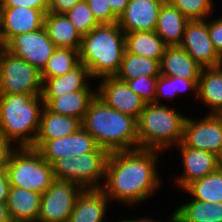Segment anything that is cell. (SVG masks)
<instances>
[{
	"label": "cell",
	"mask_w": 222,
	"mask_h": 222,
	"mask_svg": "<svg viewBox=\"0 0 222 222\" xmlns=\"http://www.w3.org/2000/svg\"><path fill=\"white\" fill-rule=\"evenodd\" d=\"M159 153L162 152L140 148L110 152L101 188L110 202L133 207L157 194L163 181L157 170Z\"/></svg>",
	"instance_id": "obj_1"
},
{
	"label": "cell",
	"mask_w": 222,
	"mask_h": 222,
	"mask_svg": "<svg viewBox=\"0 0 222 222\" xmlns=\"http://www.w3.org/2000/svg\"><path fill=\"white\" fill-rule=\"evenodd\" d=\"M82 128L109 152L139 149L137 119L108 107L97 95L85 113Z\"/></svg>",
	"instance_id": "obj_2"
},
{
	"label": "cell",
	"mask_w": 222,
	"mask_h": 222,
	"mask_svg": "<svg viewBox=\"0 0 222 222\" xmlns=\"http://www.w3.org/2000/svg\"><path fill=\"white\" fill-rule=\"evenodd\" d=\"M125 51V33L118 23H102L82 36L80 63L88 68L92 80L115 76Z\"/></svg>",
	"instance_id": "obj_3"
},
{
	"label": "cell",
	"mask_w": 222,
	"mask_h": 222,
	"mask_svg": "<svg viewBox=\"0 0 222 222\" xmlns=\"http://www.w3.org/2000/svg\"><path fill=\"white\" fill-rule=\"evenodd\" d=\"M43 107L42 95L0 94V130L17 148L32 147Z\"/></svg>",
	"instance_id": "obj_4"
},
{
	"label": "cell",
	"mask_w": 222,
	"mask_h": 222,
	"mask_svg": "<svg viewBox=\"0 0 222 222\" xmlns=\"http://www.w3.org/2000/svg\"><path fill=\"white\" fill-rule=\"evenodd\" d=\"M166 104H145L137 120L140 149L163 151L177 146L183 139L186 115Z\"/></svg>",
	"instance_id": "obj_5"
},
{
	"label": "cell",
	"mask_w": 222,
	"mask_h": 222,
	"mask_svg": "<svg viewBox=\"0 0 222 222\" xmlns=\"http://www.w3.org/2000/svg\"><path fill=\"white\" fill-rule=\"evenodd\" d=\"M4 169L10 186L43 194L55 180L52 165L31 147L16 148Z\"/></svg>",
	"instance_id": "obj_6"
},
{
	"label": "cell",
	"mask_w": 222,
	"mask_h": 222,
	"mask_svg": "<svg viewBox=\"0 0 222 222\" xmlns=\"http://www.w3.org/2000/svg\"><path fill=\"white\" fill-rule=\"evenodd\" d=\"M110 152L98 147L95 151L57 159L53 164L55 179L75 182L83 189L102 188Z\"/></svg>",
	"instance_id": "obj_7"
},
{
	"label": "cell",
	"mask_w": 222,
	"mask_h": 222,
	"mask_svg": "<svg viewBox=\"0 0 222 222\" xmlns=\"http://www.w3.org/2000/svg\"><path fill=\"white\" fill-rule=\"evenodd\" d=\"M41 71L6 49L0 51V94L42 95Z\"/></svg>",
	"instance_id": "obj_8"
},
{
	"label": "cell",
	"mask_w": 222,
	"mask_h": 222,
	"mask_svg": "<svg viewBox=\"0 0 222 222\" xmlns=\"http://www.w3.org/2000/svg\"><path fill=\"white\" fill-rule=\"evenodd\" d=\"M82 189L75 182L55 179L41 195L37 222H68Z\"/></svg>",
	"instance_id": "obj_9"
},
{
	"label": "cell",
	"mask_w": 222,
	"mask_h": 222,
	"mask_svg": "<svg viewBox=\"0 0 222 222\" xmlns=\"http://www.w3.org/2000/svg\"><path fill=\"white\" fill-rule=\"evenodd\" d=\"M205 115L200 119L186 117L182 142L190 148L219 156L222 151V121L216 114Z\"/></svg>",
	"instance_id": "obj_10"
},
{
	"label": "cell",
	"mask_w": 222,
	"mask_h": 222,
	"mask_svg": "<svg viewBox=\"0 0 222 222\" xmlns=\"http://www.w3.org/2000/svg\"><path fill=\"white\" fill-rule=\"evenodd\" d=\"M3 48L42 71L57 47L43 26L39 30L13 36Z\"/></svg>",
	"instance_id": "obj_11"
},
{
	"label": "cell",
	"mask_w": 222,
	"mask_h": 222,
	"mask_svg": "<svg viewBox=\"0 0 222 222\" xmlns=\"http://www.w3.org/2000/svg\"><path fill=\"white\" fill-rule=\"evenodd\" d=\"M208 19L189 20L179 45L202 68L219 67L222 57L215 50L208 33Z\"/></svg>",
	"instance_id": "obj_12"
},
{
	"label": "cell",
	"mask_w": 222,
	"mask_h": 222,
	"mask_svg": "<svg viewBox=\"0 0 222 222\" xmlns=\"http://www.w3.org/2000/svg\"><path fill=\"white\" fill-rule=\"evenodd\" d=\"M98 147L95 139L80 128L69 136L48 141H35L31 148L36 149L52 165L57 159L81 156L95 151Z\"/></svg>",
	"instance_id": "obj_13"
},
{
	"label": "cell",
	"mask_w": 222,
	"mask_h": 222,
	"mask_svg": "<svg viewBox=\"0 0 222 222\" xmlns=\"http://www.w3.org/2000/svg\"><path fill=\"white\" fill-rule=\"evenodd\" d=\"M98 83L97 96L111 108L139 119L144 101L139 95L134 93L126 81L118 79L116 76H107L100 78Z\"/></svg>",
	"instance_id": "obj_14"
},
{
	"label": "cell",
	"mask_w": 222,
	"mask_h": 222,
	"mask_svg": "<svg viewBox=\"0 0 222 222\" xmlns=\"http://www.w3.org/2000/svg\"><path fill=\"white\" fill-rule=\"evenodd\" d=\"M178 146V147H177ZM176 146L182 159V173L175 177V185L183 190L193 181L203 178L216 171L218 156L203 150L190 148L182 141Z\"/></svg>",
	"instance_id": "obj_15"
},
{
	"label": "cell",
	"mask_w": 222,
	"mask_h": 222,
	"mask_svg": "<svg viewBox=\"0 0 222 222\" xmlns=\"http://www.w3.org/2000/svg\"><path fill=\"white\" fill-rule=\"evenodd\" d=\"M45 14L35 8L2 7L0 43L4 46L13 36L36 31L44 26Z\"/></svg>",
	"instance_id": "obj_16"
},
{
	"label": "cell",
	"mask_w": 222,
	"mask_h": 222,
	"mask_svg": "<svg viewBox=\"0 0 222 222\" xmlns=\"http://www.w3.org/2000/svg\"><path fill=\"white\" fill-rule=\"evenodd\" d=\"M166 0H130L118 19L124 33L155 31L157 18Z\"/></svg>",
	"instance_id": "obj_17"
},
{
	"label": "cell",
	"mask_w": 222,
	"mask_h": 222,
	"mask_svg": "<svg viewBox=\"0 0 222 222\" xmlns=\"http://www.w3.org/2000/svg\"><path fill=\"white\" fill-rule=\"evenodd\" d=\"M110 200L101 188L82 189L68 222H104Z\"/></svg>",
	"instance_id": "obj_18"
},
{
	"label": "cell",
	"mask_w": 222,
	"mask_h": 222,
	"mask_svg": "<svg viewBox=\"0 0 222 222\" xmlns=\"http://www.w3.org/2000/svg\"><path fill=\"white\" fill-rule=\"evenodd\" d=\"M90 79L92 80L88 68L80 63L62 76L47 78L43 82L42 97L55 98L78 90H94V86H90Z\"/></svg>",
	"instance_id": "obj_19"
},
{
	"label": "cell",
	"mask_w": 222,
	"mask_h": 222,
	"mask_svg": "<svg viewBox=\"0 0 222 222\" xmlns=\"http://www.w3.org/2000/svg\"><path fill=\"white\" fill-rule=\"evenodd\" d=\"M202 67L180 46H166L160 61V74L199 80Z\"/></svg>",
	"instance_id": "obj_20"
},
{
	"label": "cell",
	"mask_w": 222,
	"mask_h": 222,
	"mask_svg": "<svg viewBox=\"0 0 222 222\" xmlns=\"http://www.w3.org/2000/svg\"><path fill=\"white\" fill-rule=\"evenodd\" d=\"M41 195L35 191L10 186L6 205L12 222H37Z\"/></svg>",
	"instance_id": "obj_21"
},
{
	"label": "cell",
	"mask_w": 222,
	"mask_h": 222,
	"mask_svg": "<svg viewBox=\"0 0 222 222\" xmlns=\"http://www.w3.org/2000/svg\"><path fill=\"white\" fill-rule=\"evenodd\" d=\"M97 90H78L55 98H43L44 106L55 114L83 120Z\"/></svg>",
	"instance_id": "obj_22"
},
{
	"label": "cell",
	"mask_w": 222,
	"mask_h": 222,
	"mask_svg": "<svg viewBox=\"0 0 222 222\" xmlns=\"http://www.w3.org/2000/svg\"><path fill=\"white\" fill-rule=\"evenodd\" d=\"M188 21L169 1H165L160 9L154 32L161 37L166 46H179Z\"/></svg>",
	"instance_id": "obj_23"
},
{
	"label": "cell",
	"mask_w": 222,
	"mask_h": 222,
	"mask_svg": "<svg viewBox=\"0 0 222 222\" xmlns=\"http://www.w3.org/2000/svg\"><path fill=\"white\" fill-rule=\"evenodd\" d=\"M44 28L56 47L80 49L82 35L65 14L48 11L44 16Z\"/></svg>",
	"instance_id": "obj_24"
},
{
	"label": "cell",
	"mask_w": 222,
	"mask_h": 222,
	"mask_svg": "<svg viewBox=\"0 0 222 222\" xmlns=\"http://www.w3.org/2000/svg\"><path fill=\"white\" fill-rule=\"evenodd\" d=\"M82 128V121L72 116L55 114L45 106L40 116V127L35 141L62 138Z\"/></svg>",
	"instance_id": "obj_25"
},
{
	"label": "cell",
	"mask_w": 222,
	"mask_h": 222,
	"mask_svg": "<svg viewBox=\"0 0 222 222\" xmlns=\"http://www.w3.org/2000/svg\"><path fill=\"white\" fill-rule=\"evenodd\" d=\"M197 100L209 108V114H216L222 109V65L202 69Z\"/></svg>",
	"instance_id": "obj_26"
},
{
	"label": "cell",
	"mask_w": 222,
	"mask_h": 222,
	"mask_svg": "<svg viewBox=\"0 0 222 222\" xmlns=\"http://www.w3.org/2000/svg\"><path fill=\"white\" fill-rule=\"evenodd\" d=\"M173 211L174 222H222V202H204L192 197Z\"/></svg>",
	"instance_id": "obj_27"
},
{
	"label": "cell",
	"mask_w": 222,
	"mask_h": 222,
	"mask_svg": "<svg viewBox=\"0 0 222 222\" xmlns=\"http://www.w3.org/2000/svg\"><path fill=\"white\" fill-rule=\"evenodd\" d=\"M166 45L154 31L125 33L126 52L161 61Z\"/></svg>",
	"instance_id": "obj_28"
},
{
	"label": "cell",
	"mask_w": 222,
	"mask_h": 222,
	"mask_svg": "<svg viewBox=\"0 0 222 222\" xmlns=\"http://www.w3.org/2000/svg\"><path fill=\"white\" fill-rule=\"evenodd\" d=\"M159 75L160 62L158 60L125 51L120 69L115 76L120 80H131L140 76L158 77Z\"/></svg>",
	"instance_id": "obj_29"
},
{
	"label": "cell",
	"mask_w": 222,
	"mask_h": 222,
	"mask_svg": "<svg viewBox=\"0 0 222 222\" xmlns=\"http://www.w3.org/2000/svg\"><path fill=\"white\" fill-rule=\"evenodd\" d=\"M198 83L199 80H187L177 76L160 74L157 79L154 103L162 104L166 100L170 104L176 98L178 99L181 93H190L191 91H194V96L198 98Z\"/></svg>",
	"instance_id": "obj_30"
},
{
	"label": "cell",
	"mask_w": 222,
	"mask_h": 222,
	"mask_svg": "<svg viewBox=\"0 0 222 222\" xmlns=\"http://www.w3.org/2000/svg\"><path fill=\"white\" fill-rule=\"evenodd\" d=\"M195 200L204 202H222V169L218 168L211 174L190 183L184 193Z\"/></svg>",
	"instance_id": "obj_31"
},
{
	"label": "cell",
	"mask_w": 222,
	"mask_h": 222,
	"mask_svg": "<svg viewBox=\"0 0 222 222\" xmlns=\"http://www.w3.org/2000/svg\"><path fill=\"white\" fill-rule=\"evenodd\" d=\"M80 64L78 49L57 47L41 71L43 82L47 78L62 76Z\"/></svg>",
	"instance_id": "obj_32"
},
{
	"label": "cell",
	"mask_w": 222,
	"mask_h": 222,
	"mask_svg": "<svg viewBox=\"0 0 222 222\" xmlns=\"http://www.w3.org/2000/svg\"><path fill=\"white\" fill-rule=\"evenodd\" d=\"M188 20L211 18L214 12V0H167Z\"/></svg>",
	"instance_id": "obj_33"
},
{
	"label": "cell",
	"mask_w": 222,
	"mask_h": 222,
	"mask_svg": "<svg viewBox=\"0 0 222 222\" xmlns=\"http://www.w3.org/2000/svg\"><path fill=\"white\" fill-rule=\"evenodd\" d=\"M65 15L82 36L100 24L85 0L78 2Z\"/></svg>",
	"instance_id": "obj_34"
},
{
	"label": "cell",
	"mask_w": 222,
	"mask_h": 222,
	"mask_svg": "<svg viewBox=\"0 0 222 222\" xmlns=\"http://www.w3.org/2000/svg\"><path fill=\"white\" fill-rule=\"evenodd\" d=\"M158 77L140 76L126 81L129 88L139 95L145 104L154 103Z\"/></svg>",
	"instance_id": "obj_35"
},
{
	"label": "cell",
	"mask_w": 222,
	"mask_h": 222,
	"mask_svg": "<svg viewBox=\"0 0 222 222\" xmlns=\"http://www.w3.org/2000/svg\"><path fill=\"white\" fill-rule=\"evenodd\" d=\"M96 20L102 23H117L118 18L112 13L107 0H85Z\"/></svg>",
	"instance_id": "obj_36"
},
{
	"label": "cell",
	"mask_w": 222,
	"mask_h": 222,
	"mask_svg": "<svg viewBox=\"0 0 222 222\" xmlns=\"http://www.w3.org/2000/svg\"><path fill=\"white\" fill-rule=\"evenodd\" d=\"M215 20H208V33L209 38L217 53L222 57V17Z\"/></svg>",
	"instance_id": "obj_37"
},
{
	"label": "cell",
	"mask_w": 222,
	"mask_h": 222,
	"mask_svg": "<svg viewBox=\"0 0 222 222\" xmlns=\"http://www.w3.org/2000/svg\"><path fill=\"white\" fill-rule=\"evenodd\" d=\"M2 7H28L41 10L46 14L48 9V0H1Z\"/></svg>",
	"instance_id": "obj_38"
},
{
	"label": "cell",
	"mask_w": 222,
	"mask_h": 222,
	"mask_svg": "<svg viewBox=\"0 0 222 222\" xmlns=\"http://www.w3.org/2000/svg\"><path fill=\"white\" fill-rule=\"evenodd\" d=\"M0 130V168L4 167L12 152L17 148Z\"/></svg>",
	"instance_id": "obj_39"
},
{
	"label": "cell",
	"mask_w": 222,
	"mask_h": 222,
	"mask_svg": "<svg viewBox=\"0 0 222 222\" xmlns=\"http://www.w3.org/2000/svg\"><path fill=\"white\" fill-rule=\"evenodd\" d=\"M81 0H48L49 12L65 14Z\"/></svg>",
	"instance_id": "obj_40"
},
{
	"label": "cell",
	"mask_w": 222,
	"mask_h": 222,
	"mask_svg": "<svg viewBox=\"0 0 222 222\" xmlns=\"http://www.w3.org/2000/svg\"><path fill=\"white\" fill-rule=\"evenodd\" d=\"M10 188V183L8 175L4 167L0 168V202H6L8 197V192Z\"/></svg>",
	"instance_id": "obj_41"
},
{
	"label": "cell",
	"mask_w": 222,
	"mask_h": 222,
	"mask_svg": "<svg viewBox=\"0 0 222 222\" xmlns=\"http://www.w3.org/2000/svg\"><path fill=\"white\" fill-rule=\"evenodd\" d=\"M111 9L112 13L119 19V17L125 11L130 0H107Z\"/></svg>",
	"instance_id": "obj_42"
},
{
	"label": "cell",
	"mask_w": 222,
	"mask_h": 222,
	"mask_svg": "<svg viewBox=\"0 0 222 222\" xmlns=\"http://www.w3.org/2000/svg\"><path fill=\"white\" fill-rule=\"evenodd\" d=\"M144 217V218H143ZM142 218H131V219H125V218H123V219H121L120 221H117V222H161V220H154V218H151V217H149V216H143ZM170 217V219L169 220H167V221H169V222H174V214H173V212L171 213V216H169ZM166 221V222H167Z\"/></svg>",
	"instance_id": "obj_43"
},
{
	"label": "cell",
	"mask_w": 222,
	"mask_h": 222,
	"mask_svg": "<svg viewBox=\"0 0 222 222\" xmlns=\"http://www.w3.org/2000/svg\"><path fill=\"white\" fill-rule=\"evenodd\" d=\"M0 222H12L6 202H0Z\"/></svg>",
	"instance_id": "obj_44"
},
{
	"label": "cell",
	"mask_w": 222,
	"mask_h": 222,
	"mask_svg": "<svg viewBox=\"0 0 222 222\" xmlns=\"http://www.w3.org/2000/svg\"><path fill=\"white\" fill-rule=\"evenodd\" d=\"M218 166H219V168L222 169V151H221V153L218 156Z\"/></svg>",
	"instance_id": "obj_45"
},
{
	"label": "cell",
	"mask_w": 222,
	"mask_h": 222,
	"mask_svg": "<svg viewBox=\"0 0 222 222\" xmlns=\"http://www.w3.org/2000/svg\"><path fill=\"white\" fill-rule=\"evenodd\" d=\"M216 115L220 118V120L222 121V109L216 113Z\"/></svg>",
	"instance_id": "obj_46"
},
{
	"label": "cell",
	"mask_w": 222,
	"mask_h": 222,
	"mask_svg": "<svg viewBox=\"0 0 222 222\" xmlns=\"http://www.w3.org/2000/svg\"><path fill=\"white\" fill-rule=\"evenodd\" d=\"M1 15H2V3H1V0H0V24H1Z\"/></svg>",
	"instance_id": "obj_47"
}]
</instances>
